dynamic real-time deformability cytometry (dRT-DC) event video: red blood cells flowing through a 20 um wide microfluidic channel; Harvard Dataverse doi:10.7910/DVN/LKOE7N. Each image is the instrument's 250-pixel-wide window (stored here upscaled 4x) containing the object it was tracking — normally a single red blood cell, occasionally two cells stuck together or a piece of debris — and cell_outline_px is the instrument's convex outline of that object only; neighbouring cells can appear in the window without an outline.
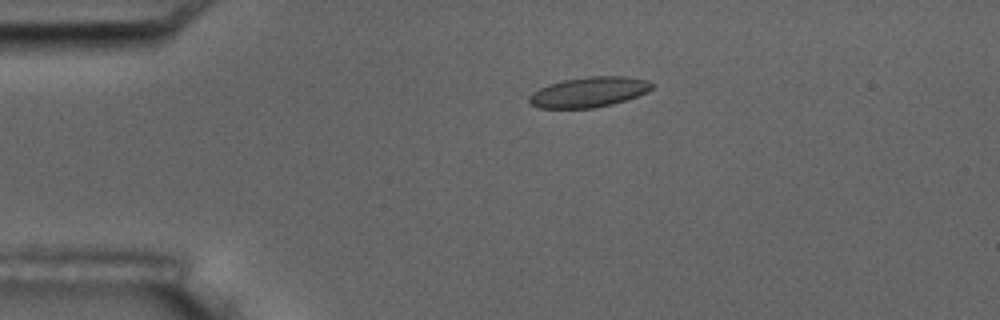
{"species": "common noctule bat (a hibernating species)", "species_latin": "Nyctalus noctula", "temperature_condition": "room temperature", "stored_images_in_passage": 2, "camera_frame_rate_fps": 3000, "um_per_image_px": 0.085, "animal": {"sex": "male", "body_mass_g": 17.5, "forearm_length_mm": 52.3}, "frame": {"image": 1, "passage_image": 1, "time_ms": 0.0, "image_size_px": [1000, 320], "cell_outline_px": [[656, 84], [648, 92], [612, 104], [592, 108], [540, 108], [532, 104], [528, 100], [528, 96], [532, 92], [548, 84], [564, 80], [588, 76], [628, 76], [648, 80]], "centroid_in_image_um": [50.08, 7.81], "position_along_channel_um": 34.9, "area_um2": 21.68}}